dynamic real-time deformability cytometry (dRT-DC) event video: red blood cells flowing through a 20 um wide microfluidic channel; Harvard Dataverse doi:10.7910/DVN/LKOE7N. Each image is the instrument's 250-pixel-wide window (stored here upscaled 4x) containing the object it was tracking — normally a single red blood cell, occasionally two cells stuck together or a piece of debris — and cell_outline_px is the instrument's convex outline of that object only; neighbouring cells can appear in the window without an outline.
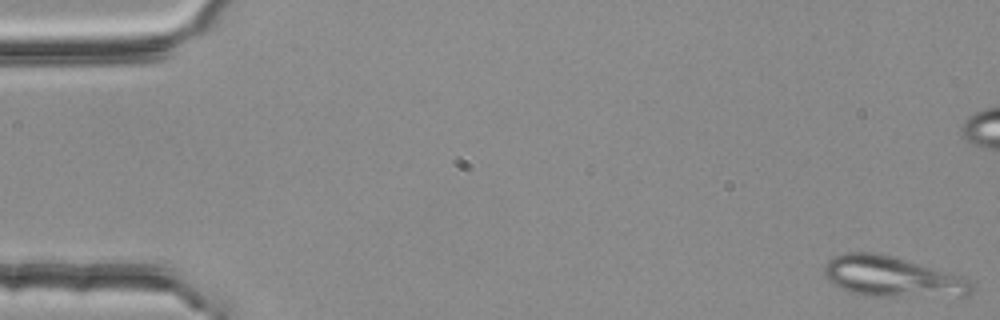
{"species": "common noctule bat (a hibernating species)", "species_latin": "Nyctalus noctula", "temperature_condition": "room temperature", "stored_images_in_passage": 5, "camera_frame_rate_fps": 3000, "um_per_image_px": 0.085, "animal": {"sex": "female", "body_mass_g": 25.1}, "frame": {"image": 1, "passage_image": 1, "time_ms": 0.0, "image_size_px": [1000, 320], "cell_outline_px": [[972, 292], [968, 296], [872, 296], [848, 292], [832, 284], [824, 276], [824, 264], [832, 256], [844, 252], [876, 252], [892, 256], [968, 280], [972, 284]], "centroid_in_image_um": [75.71, 23.53], "position_along_channel_um": 9.3, "area_um2": 34.28}}